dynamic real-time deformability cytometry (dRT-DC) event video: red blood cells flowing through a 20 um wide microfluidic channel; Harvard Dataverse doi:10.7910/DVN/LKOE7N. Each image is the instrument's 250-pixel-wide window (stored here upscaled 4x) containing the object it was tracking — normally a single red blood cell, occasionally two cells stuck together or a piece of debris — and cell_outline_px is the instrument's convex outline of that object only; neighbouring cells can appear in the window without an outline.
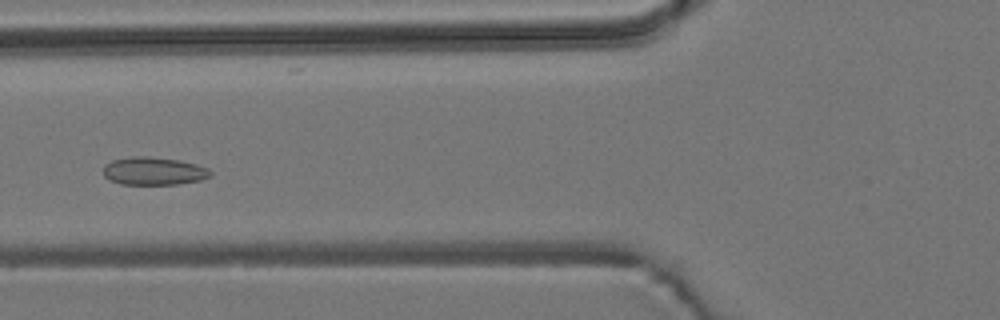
{"species": "common noctule bat (a hibernating species)", "species_latin": "Nyctalus noctula", "temperature_condition": "room temperature", "stored_images_in_passage": 5, "camera_frame_rate_fps": 3000, "um_per_image_px": 0.085, "animal": {"sex": "male", "body_mass_g": 19.2, "forearm_length_mm": 51.8}, "frame": {"image": 1, "passage_image": 5, "time_ms": 5.333, "image_size_px": [1000, 320], "cell_outline_px": [[212, 176], [200, 180], [176, 184], [120, 184], [108, 180], [104, 176], [104, 164], [112, 160], [132, 156], [148, 156], [180, 160], [196, 164], [208, 168], [212, 172]], "centroid_in_image_um": [13.06, 14.53], "position_along_channel_um": 112.7, "area_um2": 17.57}}